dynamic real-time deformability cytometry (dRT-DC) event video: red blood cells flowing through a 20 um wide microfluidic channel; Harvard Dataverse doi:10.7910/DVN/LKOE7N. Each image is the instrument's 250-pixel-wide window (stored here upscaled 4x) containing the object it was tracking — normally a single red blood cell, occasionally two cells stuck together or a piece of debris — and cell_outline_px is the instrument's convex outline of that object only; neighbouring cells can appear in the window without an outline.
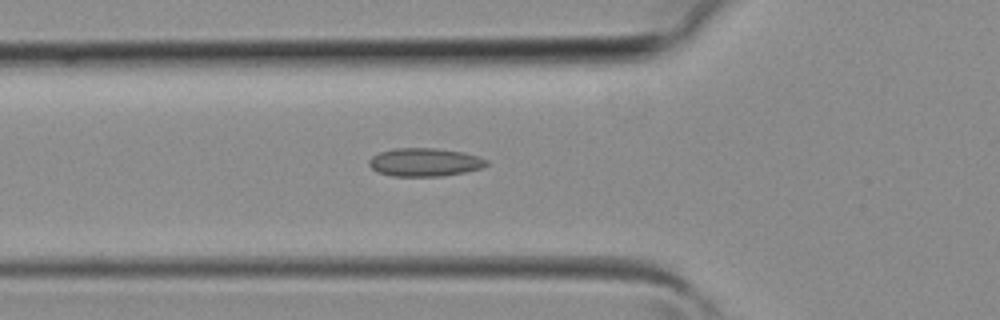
{"species": "common noctule bat (a hibernating species)", "species_latin": "Nyctalus noctula", "temperature_condition": "room temperature", "stored_images_in_passage": 40, "camera_frame_rate_fps": 3000, "um_per_image_px": 0.085, "animal": {"sex": "female", "body_mass_g": 19.3, "forearm_length_mm": 54.1}, "frame": {"image": 1, "passage_image": 14, "time_ms": 4.333, "image_size_px": [1000, 320], "cell_outline_px": [[488, 164], [480, 168], [464, 172], [444, 176], [392, 176], [376, 172], [368, 164], [368, 160], [372, 156], [380, 152], [396, 148], [432, 148], [464, 152], [480, 156], [488, 160]], "centroid_in_image_um": [36.09, 13.79], "position_along_channel_um": 89.7, "area_um2": 19.42}}
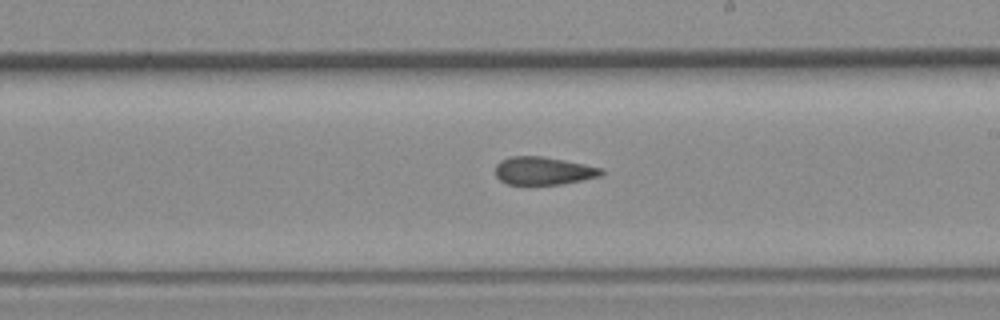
{"frame": {"image": 2, "passage_image": 23, "time_ms": 7.333, "image_size_px": [1000, 320], "cell_outline_px": [[604, 172], [600, 176], [560, 184], [508, 184], [500, 180], [496, 176], [496, 164], [500, 160], [512, 156], [540, 156], [564, 160], [604, 168]], "centroid_in_image_um": [46.18, 14.51], "position_along_channel_um": 242.8, "area_um2": 17.11}}
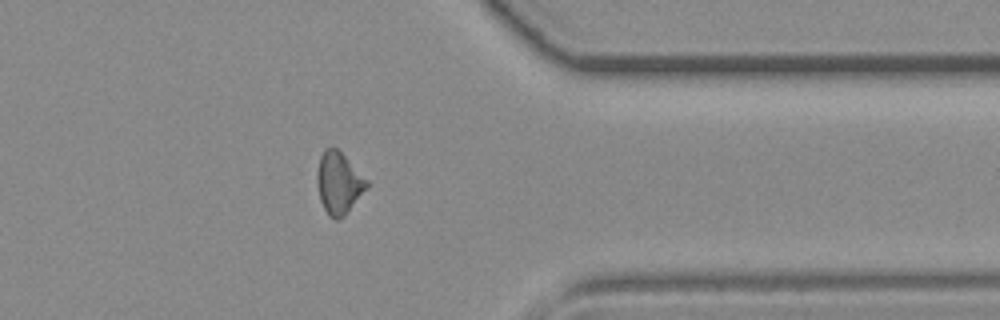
{"frame": {"image": 3, "passage_image": 32, "time_ms": 10.333, "image_size_px": [1000, 320], "cell_outline_px": [[368, 188], [344, 216], [336, 220], [328, 216], [320, 200], [316, 184], [316, 172], [320, 156], [324, 148], [336, 148], [368, 180]], "centroid_in_image_um": [28.77, 15.57], "position_along_channel_um": 382.6, "area_um2": 17.92}}